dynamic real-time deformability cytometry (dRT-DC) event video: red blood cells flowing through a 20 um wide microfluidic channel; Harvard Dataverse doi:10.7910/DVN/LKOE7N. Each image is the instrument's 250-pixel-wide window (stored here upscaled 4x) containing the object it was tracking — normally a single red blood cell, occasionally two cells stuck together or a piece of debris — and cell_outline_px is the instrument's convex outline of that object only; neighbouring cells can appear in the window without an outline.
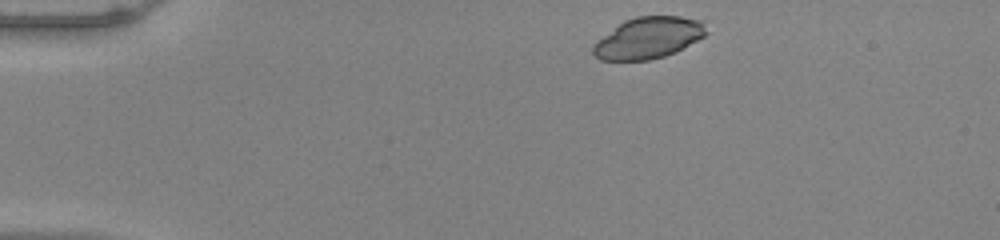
{"species": "common noctule bat (a hibernating species)", "species_latin": "Nyctalus noctula", "temperature_condition": "warm", "stored_images_in_passage": 44, "camera_frame_rate_fps": 3000, "um_per_image_px": 0.085, "animal": {"sex": "male", "body_mass_g": 20.0, "forearm_length_mm": 53.3}, "frame": {"image": 1, "passage_image": 1, "time_ms": 0.0, "image_size_px": [1000, 240], "cell_outline_px": [[708, 32], [704, 36], [676, 52], [664, 56], [648, 60], [600, 60], [592, 52], [592, 48], [604, 36], [624, 20], [636, 16], [680, 16], [700, 20]], "centroid_in_image_um": [55.14, 3.22], "position_along_channel_um": 29.9, "area_um2": 26.88}}